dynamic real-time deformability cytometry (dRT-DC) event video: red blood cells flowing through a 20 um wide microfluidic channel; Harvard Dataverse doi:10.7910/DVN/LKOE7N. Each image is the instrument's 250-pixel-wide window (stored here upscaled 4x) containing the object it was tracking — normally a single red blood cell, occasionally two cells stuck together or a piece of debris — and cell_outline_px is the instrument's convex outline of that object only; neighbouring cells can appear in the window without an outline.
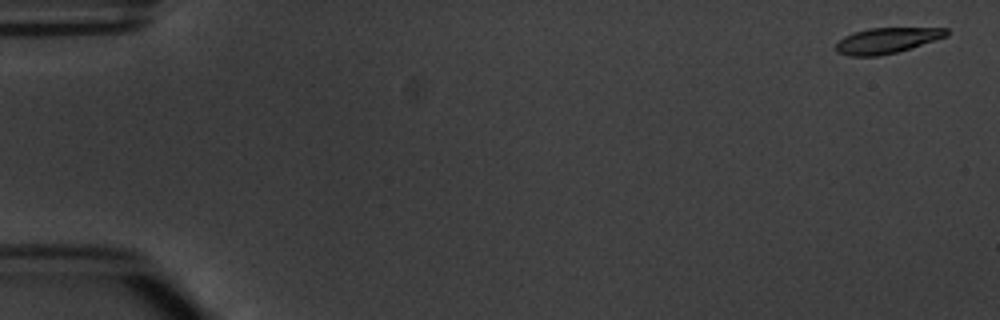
{"species": "common noctule bat (a hibernating species)", "species_latin": "Nyctalus noctula", "temperature_condition": "warm", "stored_images_in_passage": 3, "camera_frame_rate_fps": 3000, "um_per_image_px": 0.085, "animal": {"sex": "male", "body_mass_g": 20.1, "forearm_length_mm": 53.5}, "frame": {"image": 1, "passage_image": 1, "time_ms": 0.0, "image_size_px": [1000, 320], "cell_outline_px": [[948, 36], [896, 52], [880, 56], [848, 56], [836, 52], [836, 44], [844, 36], [852, 32], [868, 28], [948, 28]], "centroid_in_image_um": [75.34, 3.44], "position_along_channel_um": 9.7, "area_um2": 16.47}}